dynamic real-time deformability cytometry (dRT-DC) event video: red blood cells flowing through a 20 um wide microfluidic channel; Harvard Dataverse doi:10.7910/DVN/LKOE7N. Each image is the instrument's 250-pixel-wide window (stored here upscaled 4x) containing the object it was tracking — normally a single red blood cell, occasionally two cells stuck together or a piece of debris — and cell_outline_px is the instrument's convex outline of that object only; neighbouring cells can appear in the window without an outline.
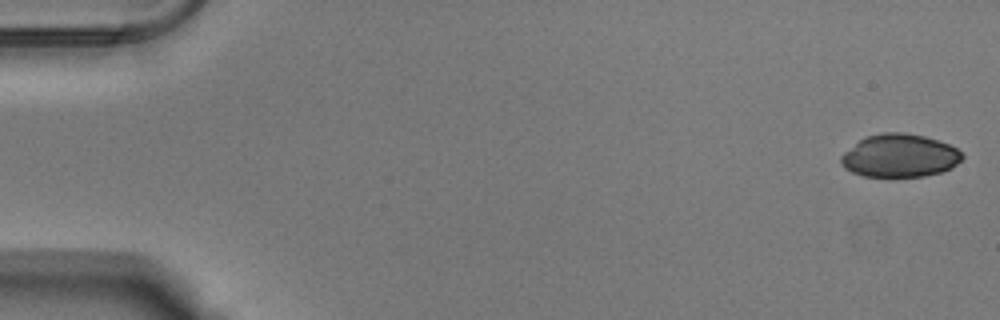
{"species": "Egyptian fruit bat (a non-hibernating species)", "species_latin": "Rousettus aegyptiacus", "temperature_condition": "warm", "stored_images_in_passage": 53, "camera_frame_rate_fps": 3000, "um_per_image_px": 0.085, "animal": {"sex": "male"}, "frame": {"image": 1, "passage_image": 1, "time_ms": 0.0, "image_size_px": [1000, 320], "cell_outline_px": [[964, 156], [952, 168], [940, 172], [924, 176], [864, 176], [852, 172], [844, 168], [840, 164], [840, 156], [844, 152], [864, 136], [884, 132], [904, 132], [924, 136], [948, 144], [956, 148]], "centroid_in_image_um": [76.44, 13.22], "position_along_channel_um": 8.6, "area_um2": 30.35}}
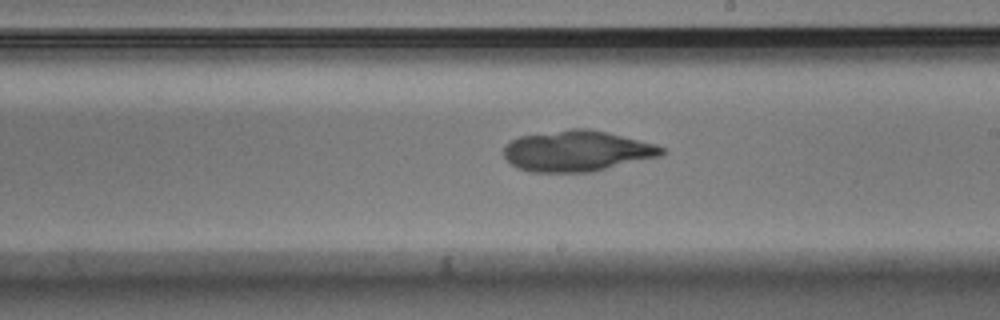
{"frame": {"image": 2, "passage_image": 31, "time_ms": 10.0, "image_size_px": [1000, 320], "cell_outline_px": [[664, 152], [660, 156], [592, 172], [532, 172], [516, 168], [504, 156], [504, 148], [512, 140], [520, 136], [568, 128], [588, 128], [608, 132], [656, 144], [664, 148]], "centroid_in_image_um": [49.05, 12.83], "position_along_channel_um": 240.0, "area_um2": 37.63}}
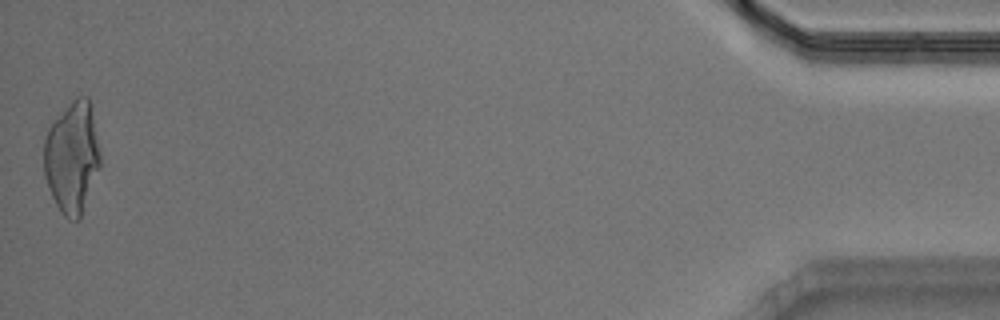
{"frame": {"image": 3, "passage_image": 53, "time_ms": 17.333, "image_size_px": [1000, 320], "cell_outline_px": [[100, 164], [80, 220], [68, 220], [60, 212], [52, 196], [44, 176], [44, 140], [48, 128], [72, 100], [76, 96], [88, 96], [100, 152]], "centroid_in_image_um": [6.11, 13.41], "position_along_channel_um": 429.1, "area_um2": 36.3}}